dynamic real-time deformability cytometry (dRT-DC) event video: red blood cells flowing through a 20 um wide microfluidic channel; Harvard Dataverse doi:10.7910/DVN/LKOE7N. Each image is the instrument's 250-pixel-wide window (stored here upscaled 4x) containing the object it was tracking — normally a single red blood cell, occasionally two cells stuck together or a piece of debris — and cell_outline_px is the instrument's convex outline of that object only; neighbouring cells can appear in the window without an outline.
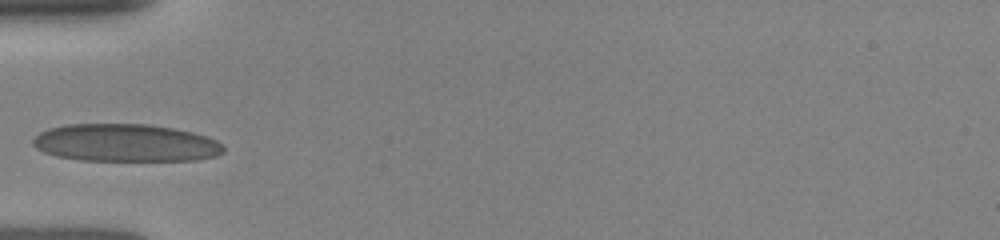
{"species": "human", "species_latin": "Homo sapiens", "temperature_condition": "room temperature", "stored_images_in_passage": 14, "camera_frame_rate_fps": 3000, "um_per_image_px": 0.085, "donor": {"sex": "female"}, "frame": {"image": 1, "passage_image": 1, "time_ms": 0.0, "image_size_px": [1000, 240], "cell_outline_px": [[224, 152], [216, 156], [196, 160], [80, 160], [56, 156], [44, 152], [36, 148], [32, 144], [32, 140], [40, 132], [48, 128], [68, 124], [148, 124], [172, 128], [192, 132], [208, 136], [216, 140], [224, 148]], "centroid_in_image_um": [10.66, 12.14], "position_along_channel_um": 74.3, "area_um2": 41.79}}
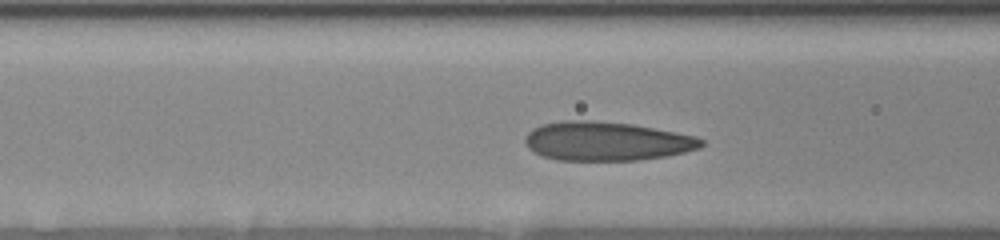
{"frame": {"image": 2, "passage_image": 5, "time_ms": 1.0, "image_size_px": [1000, 240], "cell_outline_px": [[704, 144], [700, 148], [684, 152], [664, 156], [636, 160], [556, 160], [540, 156], [532, 152], [524, 144], [524, 136], [532, 128], [540, 124], [564, 120], [592, 120], [632, 124], [676, 132], [696, 136], [704, 140]], "centroid_in_image_um": [51.49, 12.0], "position_along_channel_um": 115.1, "area_um2": 40.34}}
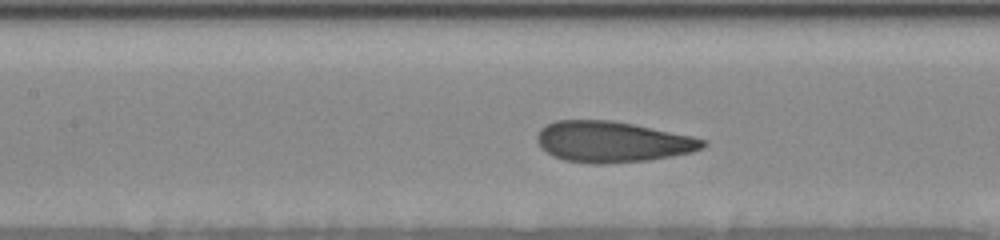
{"frame": {"image": 3, "passage_image": 9, "time_ms": 2.0, "image_size_px": [1000, 240], "cell_outline_px": [[708, 144], [704, 148], [692, 152], [648, 160], [608, 164], [592, 164], [564, 160], [552, 156], [540, 148], [536, 140], [536, 136], [540, 128], [556, 120], [612, 120], [692, 136], [704, 140]], "centroid_in_image_um": [52.01, 12.06], "position_along_channel_um": 155.4, "area_um2": 39.65}}